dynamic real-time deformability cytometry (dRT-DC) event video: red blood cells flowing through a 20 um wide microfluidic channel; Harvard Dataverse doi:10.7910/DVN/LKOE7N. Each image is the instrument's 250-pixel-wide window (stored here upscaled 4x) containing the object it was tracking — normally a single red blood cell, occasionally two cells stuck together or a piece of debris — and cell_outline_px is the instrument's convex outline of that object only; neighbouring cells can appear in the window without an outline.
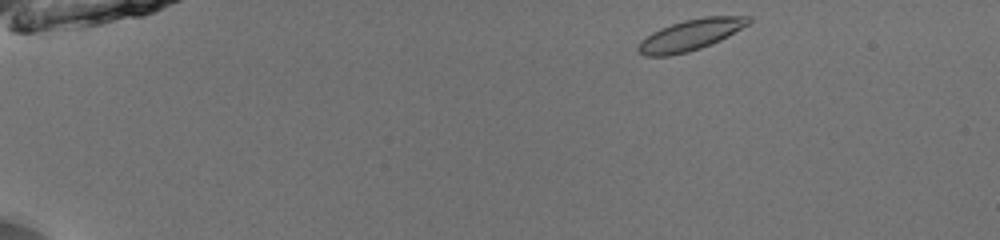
{"species": "common noctule bat (a hibernating species)", "species_latin": "Nyctalus noctula", "temperature_condition": "room temperature", "stored_images_in_passage": 43, "camera_frame_rate_fps": 3000, "um_per_image_px": 0.085, "animal": {"sex": "male", "body_mass_g": 13.0, "forearm_length_mm": 53.1}, "frame": {"image": 1, "passage_image": 1, "time_ms": 0.0, "image_size_px": [1000, 240], "cell_outline_px": [[752, 20], [748, 24], [728, 36], [712, 44], [688, 52], [668, 56], [644, 56], [636, 52], [636, 48], [640, 40], [652, 32], [660, 28], [684, 20], [704, 16], [752, 16]], "centroid_in_image_um": [58.66, 2.98], "position_along_channel_um": 26.3, "area_um2": 20.11}}
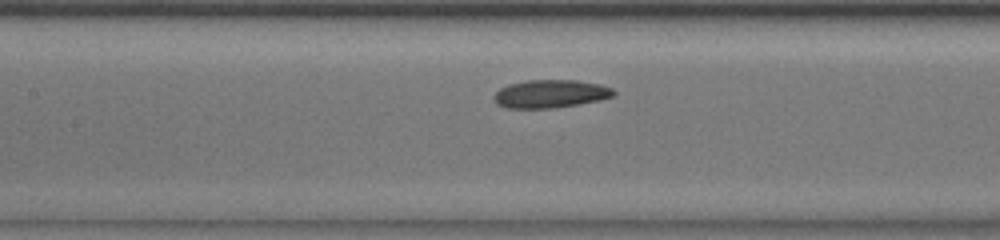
{"frame": {"image": 2, "passage_image": 19, "time_ms": 6.0, "image_size_px": [1000, 240], "cell_outline_px": [[616, 96], [600, 100], [552, 108], [504, 108], [496, 104], [492, 96], [500, 88], [508, 84], [528, 80], [576, 80], [600, 84], [612, 88], [616, 92]], "centroid_in_image_um": [46.78, 7.97], "position_along_channel_um": 160.6, "area_um2": 19.71}}
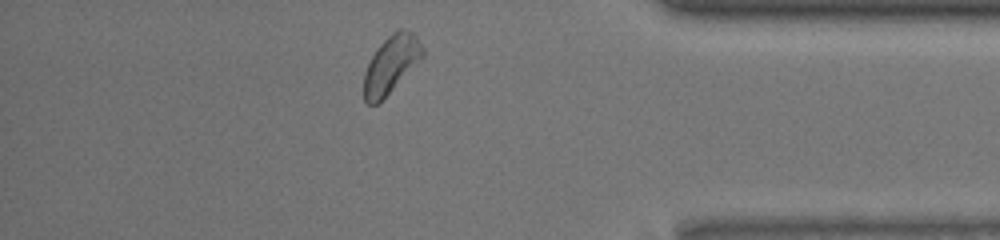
{"frame": {"image": 3, "passage_image": 39, "time_ms": 12.667, "image_size_px": [1000, 240], "cell_outline_px": [[424, 56], [376, 104], [368, 104], [364, 100], [364, 72], [376, 48], [392, 32], [400, 28], [404, 28], [412, 32], [416, 36], [424, 48]], "centroid_in_image_um": [33.24, 5.42], "position_along_channel_um": 402.0, "area_um2": 19.19}, "authors_computed_cell_mechanics": {"area_um2": 19.5942, "velocity_mm_per_s": 3.9051, "shape_relaxation_time_tau1_ms": 3.1791, "shape_relaxation_time_tau2_ms": 4.7219, "deformation_change_tau1": 0.0796, "deformation_change_tau2": 0.0948}}